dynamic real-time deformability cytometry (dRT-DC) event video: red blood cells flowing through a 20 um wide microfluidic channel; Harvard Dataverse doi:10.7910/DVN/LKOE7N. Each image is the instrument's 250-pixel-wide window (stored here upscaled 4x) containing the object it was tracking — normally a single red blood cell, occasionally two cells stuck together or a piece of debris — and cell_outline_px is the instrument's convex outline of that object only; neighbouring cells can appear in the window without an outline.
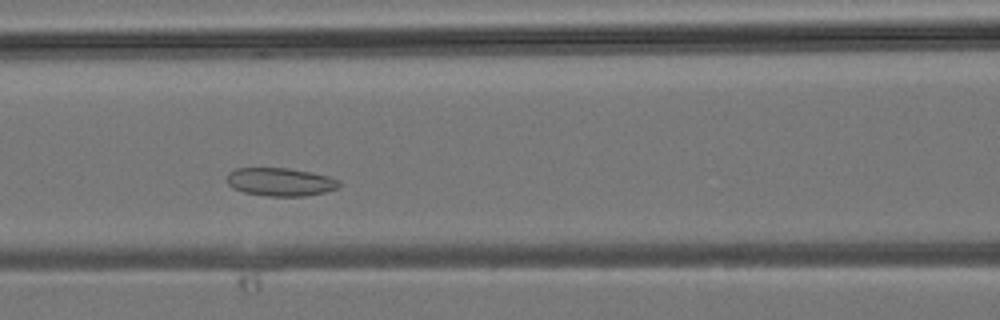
{"species": "common noctule bat (a hibernating species)", "species_latin": "Nyctalus noctula", "temperature_condition": "room temperature", "stored_images_in_passage": 27, "camera_frame_rate_fps": 3000, "um_per_image_px": 0.085, "animal": {"sex": "male", "body_mass_g": 19.2, "forearm_length_mm": 51.8}, "frame": {"image": 1, "passage_image": 8, "time_ms": 2.333, "image_size_px": [1000, 320], "cell_outline_px": [[340, 188], [324, 192], [304, 196], [264, 196], [244, 192], [232, 188], [228, 184], [228, 172], [236, 168], [288, 168], [328, 176], [340, 180]], "centroid_in_image_um": [23.83, 15.47], "position_along_channel_um": 142.8, "area_um2": 18.44}}
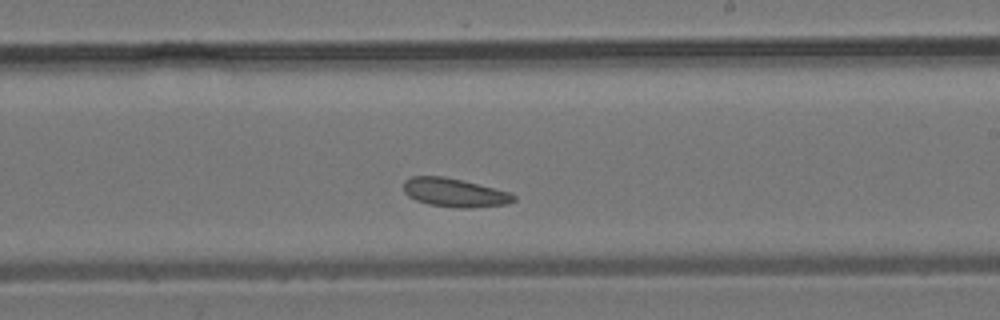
{"frame": {"image": 2, "passage_image": 14, "time_ms": 4.333, "image_size_px": [1000, 320], "cell_outline_px": [[516, 200], [508, 204], [472, 208], [460, 208], [428, 204], [416, 200], [408, 196], [404, 192], [404, 180], [412, 176], [444, 176], [464, 180], [512, 192], [516, 196]], "centroid_in_image_um": [38.68, 16.37], "position_along_channel_um": 250.3, "area_um2": 18.67}}
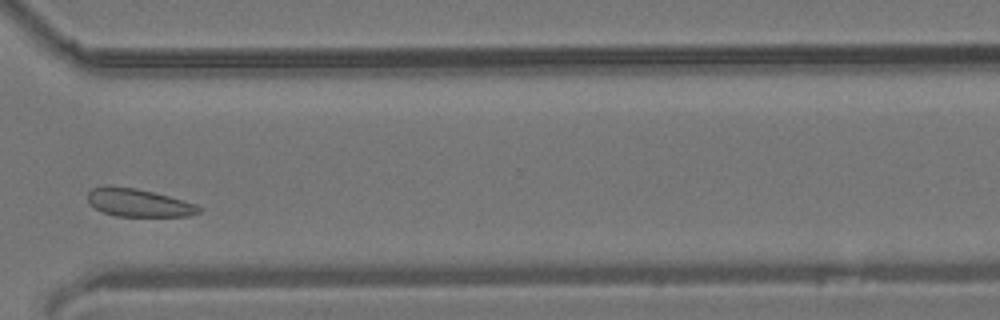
{"frame": {"image": 3, "passage_image": 20, "time_ms": 6.333, "image_size_px": [1000, 320], "cell_outline_px": [[204, 208], [200, 212], [188, 216], [116, 216], [104, 212], [88, 204], [88, 192], [92, 188], [104, 184], [108, 184], [136, 188], [168, 196], [196, 204]], "centroid_in_image_um": [11.74, 17.21], "position_along_channel_um": 358.9, "area_um2": 18.26}}